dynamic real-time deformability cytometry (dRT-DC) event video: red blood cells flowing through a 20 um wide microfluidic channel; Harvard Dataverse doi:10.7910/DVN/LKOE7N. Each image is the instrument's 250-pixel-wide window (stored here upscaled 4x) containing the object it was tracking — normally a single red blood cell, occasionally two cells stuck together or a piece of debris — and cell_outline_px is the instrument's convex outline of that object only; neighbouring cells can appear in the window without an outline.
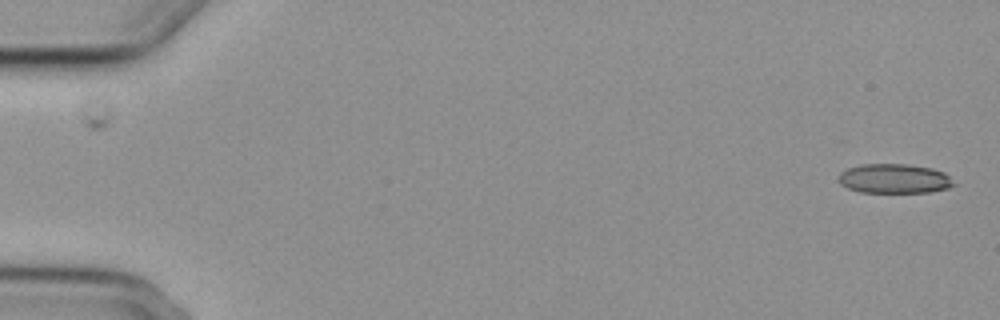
{"species": "common noctule bat (a hibernating species)", "species_latin": "Nyctalus noctula", "temperature_condition": "cold", "stored_images_in_passage": 2, "camera_frame_rate_fps": 3000, "um_per_image_px": 0.085, "animal": {"sex": "female", "body_mass_g": 29.2, "forearm_length_mm": 56.3}, "frame": {"image": 1, "passage_image": 2, "time_ms": 1.0, "image_size_px": [1000, 320], "cell_outline_px": [[956, 184], [948, 188], [928, 192], [860, 192], [848, 188], [840, 184], [840, 172], [848, 168], [864, 164], [908, 164], [932, 168], [944, 172]], "centroid_in_image_um": [76.03, 15.18], "position_along_channel_um": 9.0, "area_um2": 19.65}}